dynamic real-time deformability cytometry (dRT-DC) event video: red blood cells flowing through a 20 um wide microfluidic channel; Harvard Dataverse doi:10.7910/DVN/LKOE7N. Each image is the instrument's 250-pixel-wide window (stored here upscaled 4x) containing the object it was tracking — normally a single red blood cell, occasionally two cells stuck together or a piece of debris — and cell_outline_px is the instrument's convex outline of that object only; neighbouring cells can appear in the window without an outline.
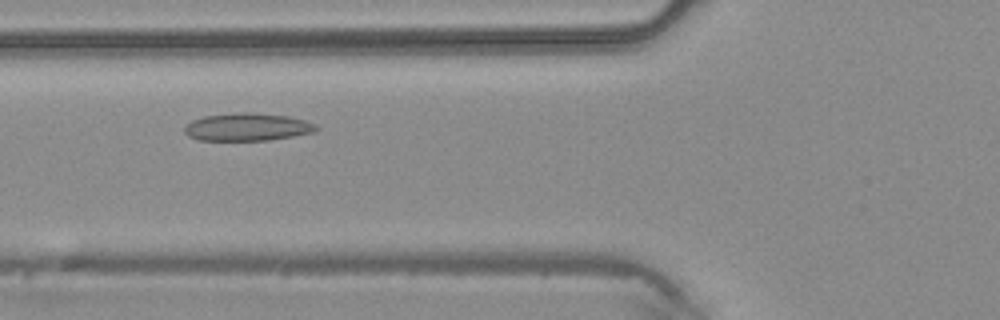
{"species": "common noctule bat (a hibernating species)", "species_latin": "Nyctalus noctula", "temperature_condition": "warm", "stored_images_in_passage": 30, "camera_frame_rate_fps": 3000, "um_per_image_px": 0.085, "animal": {"sex": "male", "body_mass_g": 20.4}, "frame": {"image": 1, "passage_image": 5, "time_ms": 1.333, "image_size_px": [1000, 320], "cell_outline_px": [[320, 128], [316, 132], [268, 140], [196, 140], [188, 136], [184, 132], [184, 128], [192, 120], [204, 116], [236, 112], [252, 112], [288, 116], [304, 120], [316, 124]], "centroid_in_image_um": [21.03, 10.79], "position_along_channel_um": 104.8, "area_um2": 21.39}}
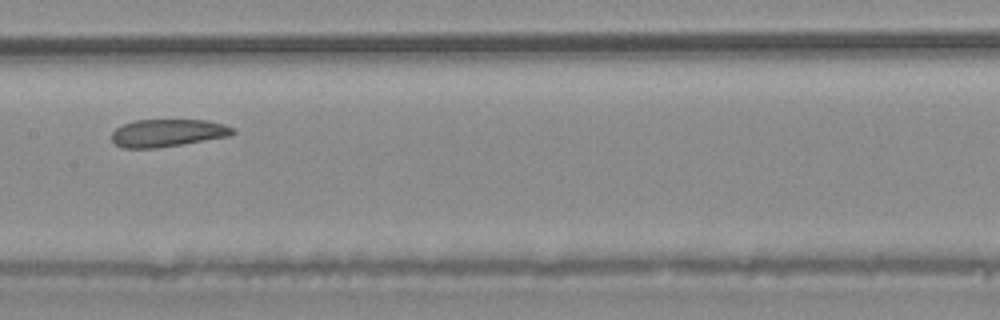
{"frame": {"image": 2, "passage_image": 11, "time_ms": 3.333, "image_size_px": [1000, 320], "cell_outline_px": [[236, 132], [228, 136], [156, 148], [124, 148], [116, 144], [112, 140], [112, 132], [116, 128], [124, 124], [136, 120], [208, 120], [224, 124], [232, 128]], "centroid_in_image_um": [14.23, 11.29], "position_along_channel_um": 193.2, "area_um2": 19.19}}
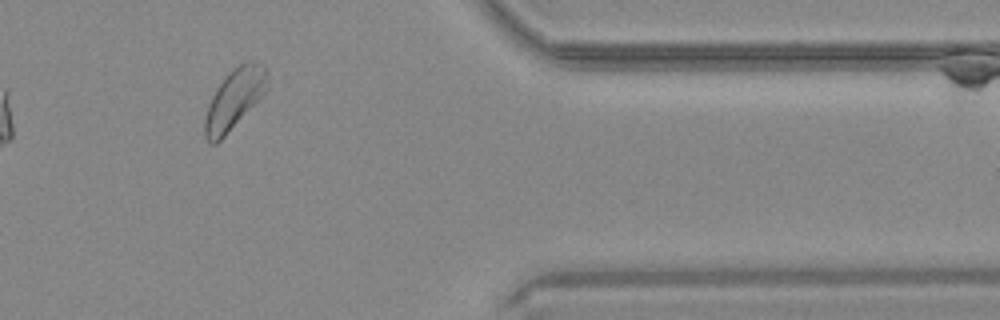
{"frame": {"image": 3, "passage_image": 26, "time_ms": 8.333, "image_size_px": [1000, 320], "cell_outline_px": [[268, 88], [224, 136], [216, 144], [208, 144], [204, 136], [204, 120], [208, 104], [216, 88], [228, 72], [232, 68], [240, 64], [252, 60], [264, 64], [268, 72]], "centroid_in_image_um": [19.9, 8.39], "position_along_channel_um": 391.5, "area_um2": 21.79}}